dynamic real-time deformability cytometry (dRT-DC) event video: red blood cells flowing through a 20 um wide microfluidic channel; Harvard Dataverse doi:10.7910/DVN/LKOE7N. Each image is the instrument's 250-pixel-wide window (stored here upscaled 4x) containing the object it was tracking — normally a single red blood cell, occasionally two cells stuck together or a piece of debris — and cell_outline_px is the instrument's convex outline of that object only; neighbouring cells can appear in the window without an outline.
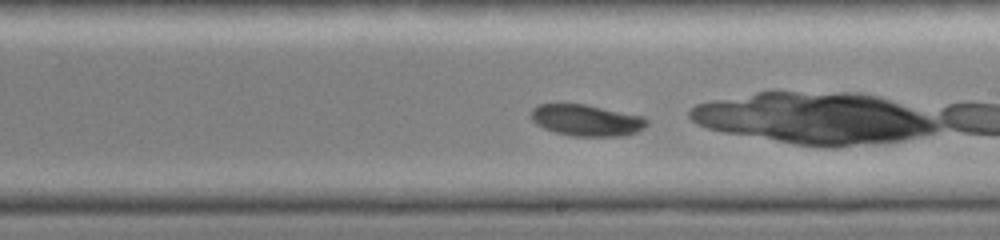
{"species": "common noctule bat (a hibernating species)", "species_latin": "Nyctalus noctula", "temperature_condition": "cold", "stored_images_in_passage": 28, "camera_frame_rate_fps": 3000, "um_per_image_px": 0.085, "animal": {"sex": "female", "body_mass_g": 19.0, "forearm_length_mm": 51.5}, "frame": {"image": 1, "passage_image": 21, "time_ms": 6.667, "image_size_px": [1000, 240], "cell_outline_px": [[648, 124], [644, 128], [636, 132], [624, 136], [572, 136], [556, 132], [544, 128], [536, 124], [532, 120], [532, 108], [536, 104], [584, 104], [644, 116], [648, 120]], "centroid_in_image_um": [49.87, 10.22], "position_along_channel_um": 239.1, "area_um2": 21.21}}